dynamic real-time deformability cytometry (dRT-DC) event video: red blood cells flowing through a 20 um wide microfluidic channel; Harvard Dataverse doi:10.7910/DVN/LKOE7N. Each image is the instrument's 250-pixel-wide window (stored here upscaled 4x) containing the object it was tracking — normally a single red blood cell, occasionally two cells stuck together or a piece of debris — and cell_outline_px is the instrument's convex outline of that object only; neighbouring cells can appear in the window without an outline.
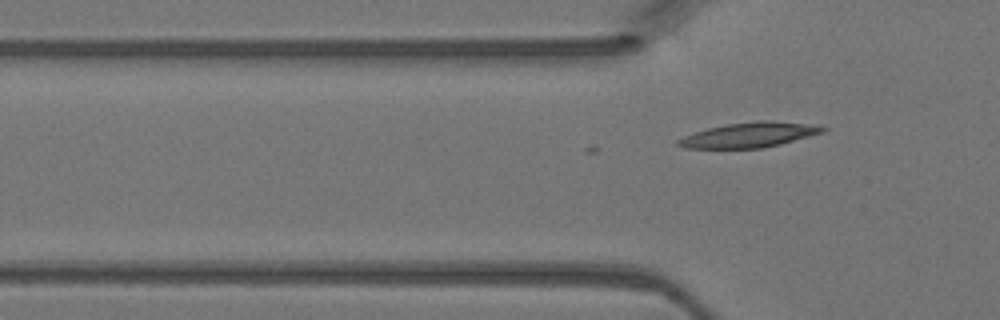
{"species": "Egyptian fruit bat (a non-hibernating species)", "species_latin": "Rousettus aegyptiacus", "temperature_condition": "warm", "stored_images_in_passage": 5, "camera_frame_rate_fps": 3000, "um_per_image_px": 0.085, "animal": {"sex": "female"}, "frame": {"image": 1, "passage_image": 4, "time_ms": 1.0, "image_size_px": [1000, 320], "cell_outline_px": [[828, 128], [824, 132], [780, 144], [760, 148], [684, 148], [676, 144], [676, 140], [684, 136], [708, 128], [728, 124], [756, 120], [772, 120], [812, 124]], "centroid_in_image_um": [63.7, 11.46], "position_along_channel_um": 62.1, "area_um2": 20.98}}
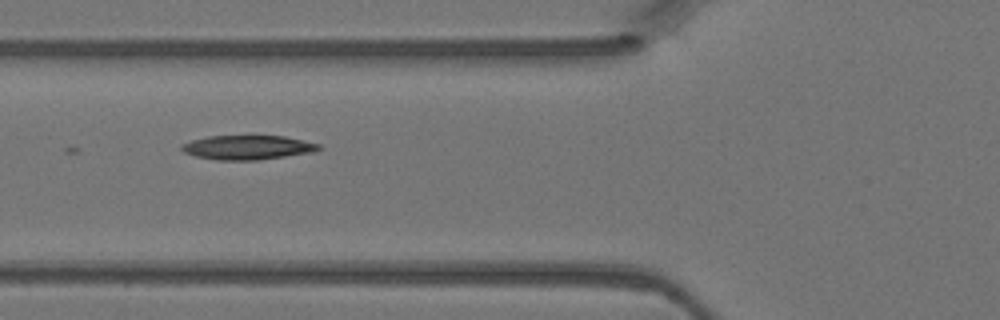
{"frame": {"image": 2, "passage_image": 5, "time_ms": 1.333, "image_size_px": [1000, 320], "cell_outline_px": [[324, 148], [316, 152], [260, 160], [216, 160], [196, 156], [184, 152], [180, 148], [180, 144], [192, 140], [208, 136], [284, 136], [320, 144]], "centroid_in_image_um": [21.09, 12.54], "position_along_channel_um": 104.7, "area_um2": 19.59}}